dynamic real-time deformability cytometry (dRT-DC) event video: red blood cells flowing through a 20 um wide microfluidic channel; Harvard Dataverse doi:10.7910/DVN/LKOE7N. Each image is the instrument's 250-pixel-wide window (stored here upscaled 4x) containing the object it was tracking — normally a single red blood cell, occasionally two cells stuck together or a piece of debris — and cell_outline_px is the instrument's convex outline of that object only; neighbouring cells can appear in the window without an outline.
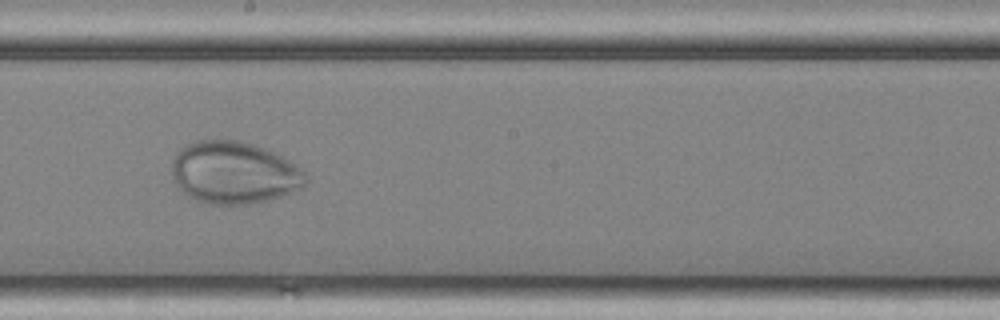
{"species": "common noctule bat (a hibernating species)", "species_latin": "Nyctalus noctula", "temperature_condition": "cold", "stored_images_in_passage": 57, "camera_frame_rate_fps": 3000, "um_per_image_px": 0.085, "animal": {"sex": "female", "body_mass_g": 25.1}, "frame": {"image": 1, "passage_image": 33, "time_ms": 10.667, "image_size_px": [1000, 320], "cell_outline_px": [[308, 180], [304, 188], [268, 200], [248, 204], [204, 204], [196, 200], [184, 192], [176, 184], [172, 172], [172, 160], [176, 152], [180, 148], [196, 140], [240, 140], [264, 148], [296, 164], [308, 176]], "centroid_in_image_um": [19.9, 14.68], "position_along_channel_um": 228.3, "area_um2": 48.73}}
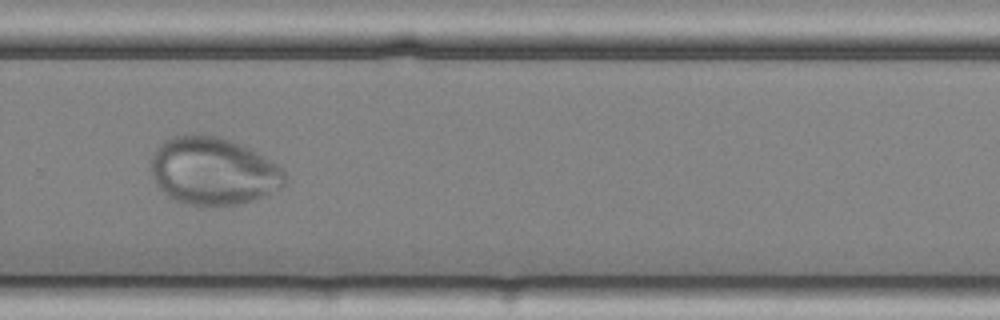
{"frame": {"image": 2, "passage_image": 40, "time_ms": 13.0, "image_size_px": [1000, 320], "cell_outline_px": [[288, 180], [280, 188], [244, 204], [212, 208], [200, 208], [180, 204], [168, 196], [156, 184], [152, 176], [148, 160], [156, 148], [164, 140], [172, 136], [192, 132], [200, 132], [216, 136], [240, 144], [256, 152], [276, 164], [288, 176]], "centroid_in_image_um": [18.06, 14.57], "position_along_channel_um": 311.7, "area_um2": 54.27}}
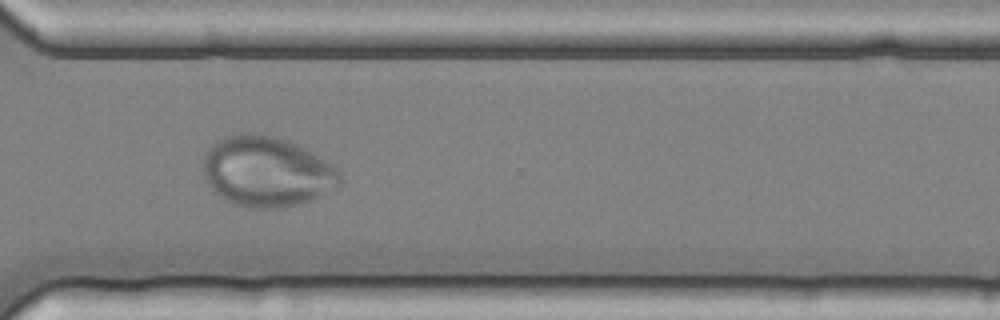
{"frame": {"image": 3, "passage_image": 43, "time_ms": 14.0, "image_size_px": [1000, 320], "cell_outline_px": [[340, 180], [336, 188], [300, 204], [280, 208], [248, 208], [232, 204], [224, 200], [204, 180], [204, 156], [208, 148], [220, 136], [232, 132], [256, 132], [276, 136], [288, 140], [304, 148], [332, 164], [340, 172]], "centroid_in_image_um": [22.62, 14.55], "position_along_channel_um": 348.0, "area_um2": 56.64}}